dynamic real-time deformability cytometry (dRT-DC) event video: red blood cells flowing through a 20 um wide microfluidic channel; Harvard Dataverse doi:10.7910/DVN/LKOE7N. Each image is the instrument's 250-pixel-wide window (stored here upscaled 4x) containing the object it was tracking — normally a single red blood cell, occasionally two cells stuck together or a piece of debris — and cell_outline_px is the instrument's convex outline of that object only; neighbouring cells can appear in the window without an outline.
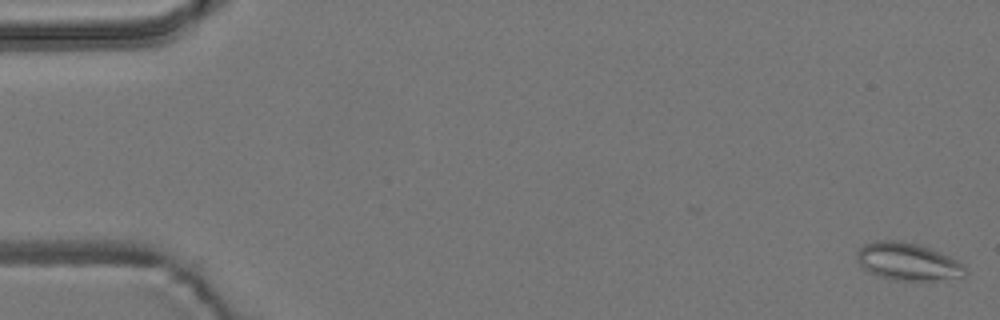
{"species": "common noctule bat (a hibernating species)", "species_latin": "Nyctalus noctula", "temperature_condition": "room temperature", "stored_images_in_passage": 6, "camera_frame_rate_fps": 3000, "um_per_image_px": 0.085, "animal": {"sex": "male", "body_mass_g": 19.2, "forearm_length_mm": 51.8}, "frame": {"image": 1, "passage_image": 1, "time_ms": 0.0, "image_size_px": [1000, 320], "cell_outline_px": [[968, 272], [964, 276], [936, 280], [896, 280], [880, 276], [864, 268], [856, 260], [856, 252], [864, 244], [872, 240], [900, 240], [920, 244], [940, 252], [964, 264]], "centroid_in_image_um": [77.16, 22.21], "position_along_channel_um": 7.8, "area_um2": 23.76}}
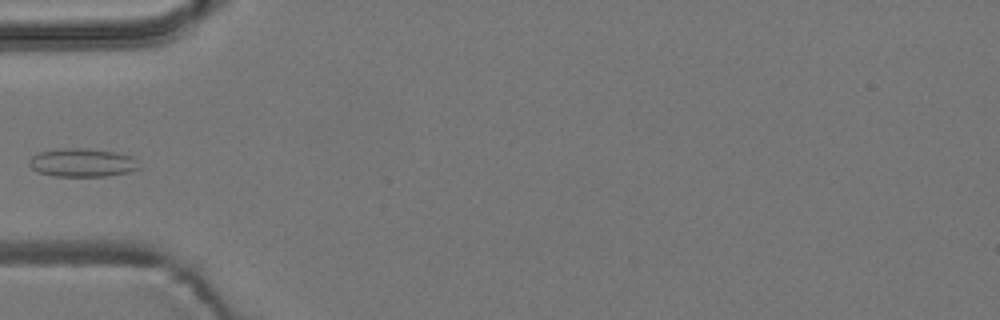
{"frame": {"image": 2, "passage_image": 6, "time_ms": 6.0, "image_size_px": [1000, 320], "cell_outline_px": [[140, 168], [128, 172], [104, 176], [56, 176], [40, 172], [32, 168], [28, 164], [28, 160], [32, 156], [40, 152], [60, 148], [84, 148], [116, 152], [132, 156], [136, 160]], "centroid_in_image_um": [6.99, 13.81], "position_along_channel_um": 78.0, "area_um2": 18.09}}